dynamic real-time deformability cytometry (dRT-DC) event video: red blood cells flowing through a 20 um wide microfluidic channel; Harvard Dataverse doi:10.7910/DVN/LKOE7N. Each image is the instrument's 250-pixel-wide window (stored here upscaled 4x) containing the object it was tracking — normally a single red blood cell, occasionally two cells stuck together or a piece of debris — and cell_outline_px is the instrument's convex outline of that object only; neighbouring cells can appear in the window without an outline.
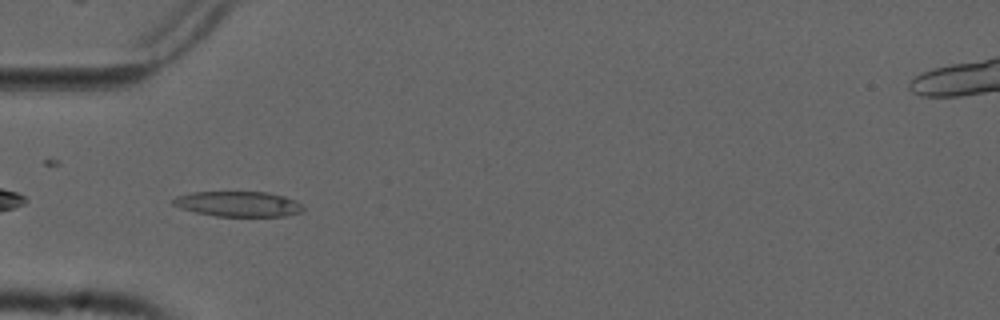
{"species": "common noctule bat (a hibernating species)", "species_latin": "Nyctalus noctula", "temperature_condition": "cold", "stored_images_in_passage": 38, "camera_frame_rate_fps": 3000, "um_per_image_px": 0.085, "animal": {"sex": "male", "forearm_length_mm": 52.5}, "frame": {"image": 1, "passage_image": 2, "time_ms": 0.333, "image_size_px": [1000, 320], "cell_outline_px": [[304, 212], [284, 216], [216, 216], [196, 212], [180, 208], [172, 204], [172, 200], [176, 196], [192, 192], [268, 192], [284, 196], [296, 200], [304, 204]], "centroid_in_image_um": [20.3, 17.33], "position_along_channel_um": 64.7, "area_um2": 19.31}}
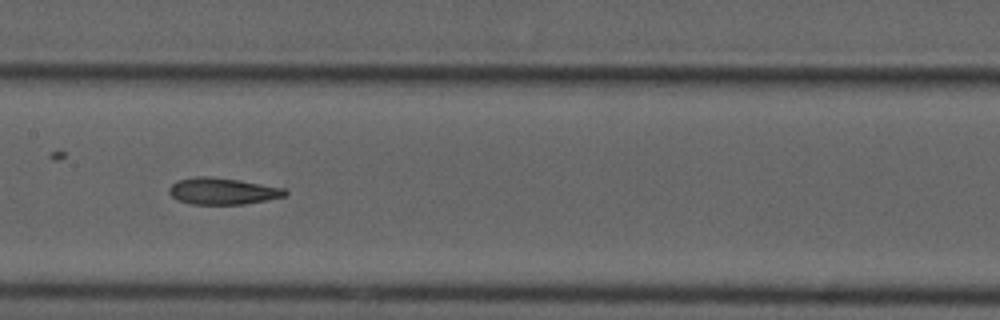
{"frame": {"image": 2, "passage_image": 12, "time_ms": 3.667, "image_size_px": [1000, 320], "cell_outline_px": [[288, 196], [268, 200], [244, 204], [192, 204], [176, 200], [168, 192], [168, 188], [176, 180], [196, 176], [208, 176], [240, 180], [284, 188], [288, 192]], "centroid_in_image_um": [18.92, 16.24], "position_along_channel_um": 188.5, "area_um2": 18.21}}
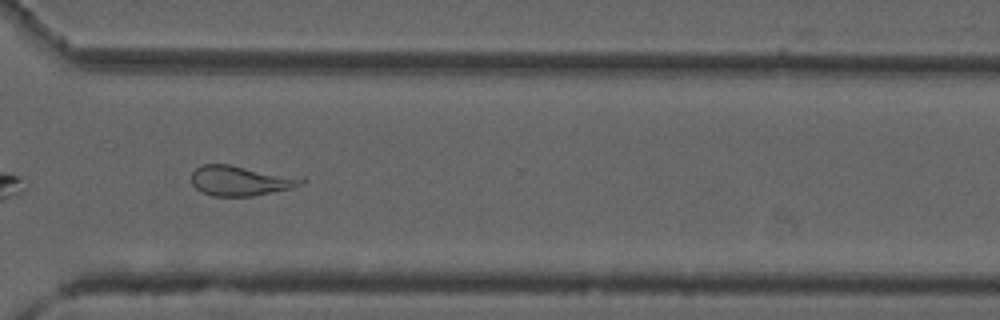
{"frame": {"image": 3, "passage_image": 25, "time_ms": 8.0, "image_size_px": [1000, 320], "cell_outline_px": [[308, 180], [304, 184], [292, 188], [252, 196], [212, 196], [200, 192], [192, 184], [192, 172], [200, 164], [228, 164], [304, 176]], "centroid_in_image_um": [20.53, 15.34], "position_along_channel_um": 350.1, "area_um2": 19.83}, "authors_computed_cell_mechanics": {"area_um2": 19.2763, "velocity_mm_per_s": 3.74, "shape_relaxation_time_tau1_ms": null, "shape_relaxation_time_tau2_ms": 7.8277, "deformation_change_tau1": null, "deformation_change_tau2": 0.2056}}